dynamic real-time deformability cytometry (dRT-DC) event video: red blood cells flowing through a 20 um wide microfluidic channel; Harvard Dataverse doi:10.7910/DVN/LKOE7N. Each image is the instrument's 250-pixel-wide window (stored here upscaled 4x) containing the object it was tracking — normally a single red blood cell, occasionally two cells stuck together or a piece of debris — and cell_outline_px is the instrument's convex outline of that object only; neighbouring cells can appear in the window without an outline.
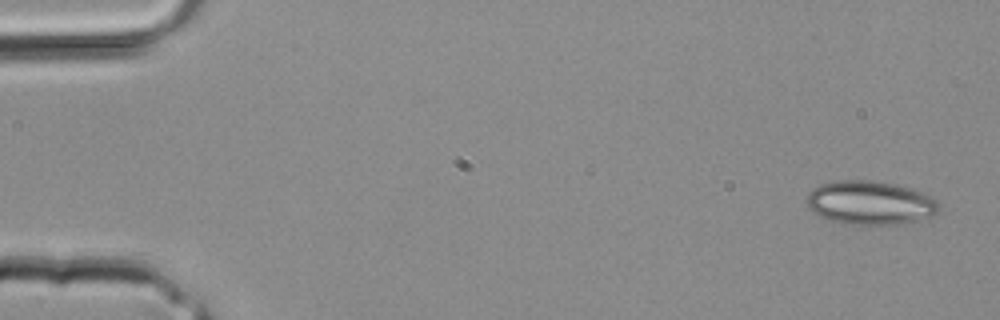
{"species": "common noctule bat (a hibernating species)", "species_latin": "Nyctalus noctula", "temperature_condition": "room temperature", "stored_images_in_passage": 3, "camera_frame_rate_fps": 3000, "um_per_image_px": 0.085, "animal": {"sex": "male", "body_mass_g": 20.4}, "frame": {"image": 1, "passage_image": 1, "time_ms": 0.0, "image_size_px": [1000, 320], "cell_outline_px": [[940, 208], [936, 212], [928, 216], [916, 220], [900, 224], [840, 224], [828, 220], [812, 212], [808, 204], [808, 192], [812, 188], [820, 184], [840, 180], [872, 180], [896, 184], [920, 192], [936, 200], [940, 204]], "centroid_in_image_um": [73.91, 17.23], "position_along_channel_um": 11.1, "area_um2": 33.52}}